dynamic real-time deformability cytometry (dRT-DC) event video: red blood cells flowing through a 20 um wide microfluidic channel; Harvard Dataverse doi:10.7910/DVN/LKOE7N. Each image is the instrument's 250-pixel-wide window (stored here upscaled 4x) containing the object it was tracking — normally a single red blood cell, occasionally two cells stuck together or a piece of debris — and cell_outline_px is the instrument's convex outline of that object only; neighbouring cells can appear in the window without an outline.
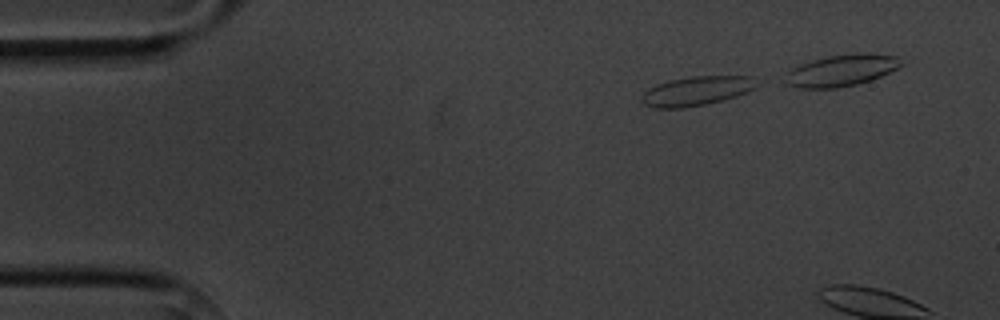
{"species": "common noctule bat (a hibernating species)", "species_latin": "Nyctalus noctula", "temperature_condition": "cold", "stored_images_in_passage": 2, "camera_frame_rate_fps": 3000, "um_per_image_px": 0.085, "animal": {"sex": "male", "body_mass_g": 20.1, "forearm_length_mm": 53.5}, "frame": {"image": 1, "passage_image": 1, "time_ms": 0.0, "image_size_px": [1000, 320], "cell_outline_px": [[764, 84], [748, 92], [736, 96], [704, 104], [684, 108], [656, 108], [644, 104], [644, 92], [648, 88], [656, 84], [668, 80], [692, 76], [756, 76], [764, 80]], "centroid_in_image_um": [59.36, 7.69], "position_along_channel_um": 25.6, "area_um2": 19.94}}